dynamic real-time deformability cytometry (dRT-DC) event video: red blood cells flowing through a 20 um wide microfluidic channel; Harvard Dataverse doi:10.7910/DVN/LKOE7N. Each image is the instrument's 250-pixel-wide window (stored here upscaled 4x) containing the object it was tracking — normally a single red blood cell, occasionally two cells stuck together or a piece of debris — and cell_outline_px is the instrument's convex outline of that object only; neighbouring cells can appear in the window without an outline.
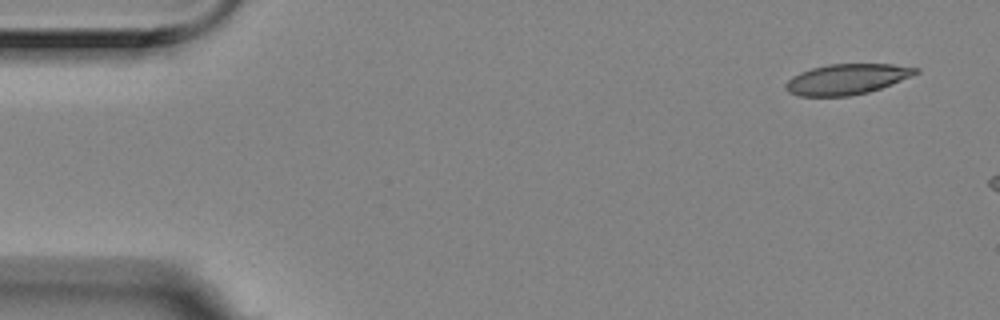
{"species": "Egyptian fruit bat (a non-hibernating species)", "species_latin": "Rousettus aegyptiacus", "temperature_condition": "room temperature", "stored_images_in_passage": 3, "camera_frame_rate_fps": 3000, "um_per_image_px": 0.085, "animal": {"sex": "female"}, "frame": {"image": 1, "passage_image": 1, "time_ms": 0.0, "image_size_px": [1000, 320], "cell_outline_px": [[920, 72], [912, 76], [892, 84], [868, 92], [848, 96], [796, 96], [788, 92], [784, 88], [784, 84], [792, 76], [800, 72], [812, 68], [828, 64], [892, 64], [920, 68]], "centroid_in_image_um": [71.97, 6.73], "position_along_channel_um": 13.0, "area_um2": 23.24}}